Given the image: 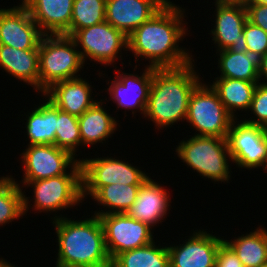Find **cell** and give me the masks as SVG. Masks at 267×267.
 I'll return each mask as SVG.
<instances>
[{"label":"cell","mask_w":267,"mask_h":267,"mask_svg":"<svg viewBox=\"0 0 267 267\" xmlns=\"http://www.w3.org/2000/svg\"><path fill=\"white\" fill-rule=\"evenodd\" d=\"M200 81L192 62L177 68H153L144 116L160 129L186 120L190 96Z\"/></svg>","instance_id":"obj_2"},{"label":"cell","mask_w":267,"mask_h":267,"mask_svg":"<svg viewBox=\"0 0 267 267\" xmlns=\"http://www.w3.org/2000/svg\"><path fill=\"white\" fill-rule=\"evenodd\" d=\"M259 267H267V263L260 265Z\"/></svg>","instance_id":"obj_40"},{"label":"cell","mask_w":267,"mask_h":267,"mask_svg":"<svg viewBox=\"0 0 267 267\" xmlns=\"http://www.w3.org/2000/svg\"><path fill=\"white\" fill-rule=\"evenodd\" d=\"M194 233L185 244L167 247L170 267H215L217 251L224 239L206 231Z\"/></svg>","instance_id":"obj_15"},{"label":"cell","mask_w":267,"mask_h":267,"mask_svg":"<svg viewBox=\"0 0 267 267\" xmlns=\"http://www.w3.org/2000/svg\"><path fill=\"white\" fill-rule=\"evenodd\" d=\"M179 7L169 0L127 36V49L134 53L135 61L138 57L150 59L153 68H177L194 62L192 55L178 46L188 30L182 23L185 11Z\"/></svg>","instance_id":"obj_1"},{"label":"cell","mask_w":267,"mask_h":267,"mask_svg":"<svg viewBox=\"0 0 267 267\" xmlns=\"http://www.w3.org/2000/svg\"><path fill=\"white\" fill-rule=\"evenodd\" d=\"M82 198L93 196L101 187L110 184L142 185L149 176L128 162L108 156L80 160Z\"/></svg>","instance_id":"obj_7"},{"label":"cell","mask_w":267,"mask_h":267,"mask_svg":"<svg viewBox=\"0 0 267 267\" xmlns=\"http://www.w3.org/2000/svg\"><path fill=\"white\" fill-rule=\"evenodd\" d=\"M249 110L253 112L257 119H245L244 121L267 128V85L257 83Z\"/></svg>","instance_id":"obj_32"},{"label":"cell","mask_w":267,"mask_h":267,"mask_svg":"<svg viewBox=\"0 0 267 267\" xmlns=\"http://www.w3.org/2000/svg\"><path fill=\"white\" fill-rule=\"evenodd\" d=\"M27 185L34 189V208L40 212L67 209L83 200L81 174H63Z\"/></svg>","instance_id":"obj_12"},{"label":"cell","mask_w":267,"mask_h":267,"mask_svg":"<svg viewBox=\"0 0 267 267\" xmlns=\"http://www.w3.org/2000/svg\"><path fill=\"white\" fill-rule=\"evenodd\" d=\"M0 68L39 90V49L21 50L0 44Z\"/></svg>","instance_id":"obj_21"},{"label":"cell","mask_w":267,"mask_h":267,"mask_svg":"<svg viewBox=\"0 0 267 267\" xmlns=\"http://www.w3.org/2000/svg\"><path fill=\"white\" fill-rule=\"evenodd\" d=\"M0 267H15V265L13 266L11 263L3 259H0Z\"/></svg>","instance_id":"obj_38"},{"label":"cell","mask_w":267,"mask_h":267,"mask_svg":"<svg viewBox=\"0 0 267 267\" xmlns=\"http://www.w3.org/2000/svg\"><path fill=\"white\" fill-rule=\"evenodd\" d=\"M141 185H126V184H110L101 187L92 197L104 207H108V211H98L96 216L112 213H126L128 209L136 201V197Z\"/></svg>","instance_id":"obj_28"},{"label":"cell","mask_w":267,"mask_h":267,"mask_svg":"<svg viewBox=\"0 0 267 267\" xmlns=\"http://www.w3.org/2000/svg\"><path fill=\"white\" fill-rule=\"evenodd\" d=\"M215 267H244L235 252L223 242L217 251Z\"/></svg>","instance_id":"obj_35"},{"label":"cell","mask_w":267,"mask_h":267,"mask_svg":"<svg viewBox=\"0 0 267 267\" xmlns=\"http://www.w3.org/2000/svg\"><path fill=\"white\" fill-rule=\"evenodd\" d=\"M154 243L118 254L111 267H170L168 248Z\"/></svg>","instance_id":"obj_27"},{"label":"cell","mask_w":267,"mask_h":267,"mask_svg":"<svg viewBox=\"0 0 267 267\" xmlns=\"http://www.w3.org/2000/svg\"><path fill=\"white\" fill-rule=\"evenodd\" d=\"M103 102L96 103L78 117L81 145L103 143L117 130V122L102 106Z\"/></svg>","instance_id":"obj_22"},{"label":"cell","mask_w":267,"mask_h":267,"mask_svg":"<svg viewBox=\"0 0 267 267\" xmlns=\"http://www.w3.org/2000/svg\"><path fill=\"white\" fill-rule=\"evenodd\" d=\"M210 85L218 94L227 111L236 119L234 111L248 110L258 82L230 78H215Z\"/></svg>","instance_id":"obj_24"},{"label":"cell","mask_w":267,"mask_h":267,"mask_svg":"<svg viewBox=\"0 0 267 267\" xmlns=\"http://www.w3.org/2000/svg\"><path fill=\"white\" fill-rule=\"evenodd\" d=\"M55 145L75 156L76 148L81 145L78 117L57 108Z\"/></svg>","instance_id":"obj_31"},{"label":"cell","mask_w":267,"mask_h":267,"mask_svg":"<svg viewBox=\"0 0 267 267\" xmlns=\"http://www.w3.org/2000/svg\"><path fill=\"white\" fill-rule=\"evenodd\" d=\"M71 38L77 46L81 45L83 51L79 52L84 63L89 57L94 62L111 65L118 59L121 48L128 47L127 36L107 21L77 30Z\"/></svg>","instance_id":"obj_10"},{"label":"cell","mask_w":267,"mask_h":267,"mask_svg":"<svg viewBox=\"0 0 267 267\" xmlns=\"http://www.w3.org/2000/svg\"><path fill=\"white\" fill-rule=\"evenodd\" d=\"M175 152L180 160L208 179L224 182L230 178L227 162L231 155L227 139L194 135L181 141Z\"/></svg>","instance_id":"obj_5"},{"label":"cell","mask_w":267,"mask_h":267,"mask_svg":"<svg viewBox=\"0 0 267 267\" xmlns=\"http://www.w3.org/2000/svg\"><path fill=\"white\" fill-rule=\"evenodd\" d=\"M258 76H259V81L261 80L260 78L264 76L267 80V54L262 57L261 64L258 69ZM262 84L267 85V82H262Z\"/></svg>","instance_id":"obj_36"},{"label":"cell","mask_w":267,"mask_h":267,"mask_svg":"<svg viewBox=\"0 0 267 267\" xmlns=\"http://www.w3.org/2000/svg\"><path fill=\"white\" fill-rule=\"evenodd\" d=\"M186 120L199 131L197 136L227 139L234 117L224 107L215 90L200 82L190 96Z\"/></svg>","instance_id":"obj_6"},{"label":"cell","mask_w":267,"mask_h":267,"mask_svg":"<svg viewBox=\"0 0 267 267\" xmlns=\"http://www.w3.org/2000/svg\"><path fill=\"white\" fill-rule=\"evenodd\" d=\"M244 3H260V4H267V0H244Z\"/></svg>","instance_id":"obj_37"},{"label":"cell","mask_w":267,"mask_h":267,"mask_svg":"<svg viewBox=\"0 0 267 267\" xmlns=\"http://www.w3.org/2000/svg\"><path fill=\"white\" fill-rule=\"evenodd\" d=\"M141 77L123 73L110 82L108 88L110 96L117 103V108L133 109L137 107L141 114H145L150 88L153 78V67L146 66ZM126 74V75H125Z\"/></svg>","instance_id":"obj_18"},{"label":"cell","mask_w":267,"mask_h":267,"mask_svg":"<svg viewBox=\"0 0 267 267\" xmlns=\"http://www.w3.org/2000/svg\"><path fill=\"white\" fill-rule=\"evenodd\" d=\"M44 34L23 5L0 9V44L16 49H39Z\"/></svg>","instance_id":"obj_14"},{"label":"cell","mask_w":267,"mask_h":267,"mask_svg":"<svg viewBox=\"0 0 267 267\" xmlns=\"http://www.w3.org/2000/svg\"><path fill=\"white\" fill-rule=\"evenodd\" d=\"M30 115V116H29ZM27 119L26 130L30 145H55V132L57 125V107L48 100L30 112Z\"/></svg>","instance_id":"obj_25"},{"label":"cell","mask_w":267,"mask_h":267,"mask_svg":"<svg viewBox=\"0 0 267 267\" xmlns=\"http://www.w3.org/2000/svg\"><path fill=\"white\" fill-rule=\"evenodd\" d=\"M224 242L235 252L244 267H259L267 263V229L257 228L234 241Z\"/></svg>","instance_id":"obj_26"},{"label":"cell","mask_w":267,"mask_h":267,"mask_svg":"<svg viewBox=\"0 0 267 267\" xmlns=\"http://www.w3.org/2000/svg\"><path fill=\"white\" fill-rule=\"evenodd\" d=\"M77 45L70 36L43 35L39 43V92L54 83L77 78L84 66Z\"/></svg>","instance_id":"obj_4"},{"label":"cell","mask_w":267,"mask_h":267,"mask_svg":"<svg viewBox=\"0 0 267 267\" xmlns=\"http://www.w3.org/2000/svg\"><path fill=\"white\" fill-rule=\"evenodd\" d=\"M106 0H74L70 37L80 29L105 21Z\"/></svg>","instance_id":"obj_30"},{"label":"cell","mask_w":267,"mask_h":267,"mask_svg":"<svg viewBox=\"0 0 267 267\" xmlns=\"http://www.w3.org/2000/svg\"><path fill=\"white\" fill-rule=\"evenodd\" d=\"M248 20L267 32V4L245 3Z\"/></svg>","instance_id":"obj_34"},{"label":"cell","mask_w":267,"mask_h":267,"mask_svg":"<svg viewBox=\"0 0 267 267\" xmlns=\"http://www.w3.org/2000/svg\"><path fill=\"white\" fill-rule=\"evenodd\" d=\"M168 192L151 178L140 186L136 201L126 214L133 219L154 227L161 222L170 206Z\"/></svg>","instance_id":"obj_19"},{"label":"cell","mask_w":267,"mask_h":267,"mask_svg":"<svg viewBox=\"0 0 267 267\" xmlns=\"http://www.w3.org/2000/svg\"><path fill=\"white\" fill-rule=\"evenodd\" d=\"M104 231L105 245L111 261L118 255L153 242L151 227L126 213L98 216Z\"/></svg>","instance_id":"obj_9"},{"label":"cell","mask_w":267,"mask_h":267,"mask_svg":"<svg viewBox=\"0 0 267 267\" xmlns=\"http://www.w3.org/2000/svg\"><path fill=\"white\" fill-rule=\"evenodd\" d=\"M44 35L70 36L74 0H22Z\"/></svg>","instance_id":"obj_17"},{"label":"cell","mask_w":267,"mask_h":267,"mask_svg":"<svg viewBox=\"0 0 267 267\" xmlns=\"http://www.w3.org/2000/svg\"><path fill=\"white\" fill-rule=\"evenodd\" d=\"M169 0H106L105 21L126 36L148 21Z\"/></svg>","instance_id":"obj_16"},{"label":"cell","mask_w":267,"mask_h":267,"mask_svg":"<svg viewBox=\"0 0 267 267\" xmlns=\"http://www.w3.org/2000/svg\"><path fill=\"white\" fill-rule=\"evenodd\" d=\"M11 176L0 178V225L19 219L28 211L29 197Z\"/></svg>","instance_id":"obj_29"},{"label":"cell","mask_w":267,"mask_h":267,"mask_svg":"<svg viewBox=\"0 0 267 267\" xmlns=\"http://www.w3.org/2000/svg\"><path fill=\"white\" fill-rule=\"evenodd\" d=\"M232 121L227 142L231 160L240 168H257L267 160V128L245 121Z\"/></svg>","instance_id":"obj_11"},{"label":"cell","mask_w":267,"mask_h":267,"mask_svg":"<svg viewBox=\"0 0 267 267\" xmlns=\"http://www.w3.org/2000/svg\"><path fill=\"white\" fill-rule=\"evenodd\" d=\"M218 52L220 77L259 82L258 69L263 57L261 54L250 50L234 52L230 49Z\"/></svg>","instance_id":"obj_23"},{"label":"cell","mask_w":267,"mask_h":267,"mask_svg":"<svg viewBox=\"0 0 267 267\" xmlns=\"http://www.w3.org/2000/svg\"><path fill=\"white\" fill-rule=\"evenodd\" d=\"M262 168L267 171V160H266L264 167H262Z\"/></svg>","instance_id":"obj_39"},{"label":"cell","mask_w":267,"mask_h":267,"mask_svg":"<svg viewBox=\"0 0 267 267\" xmlns=\"http://www.w3.org/2000/svg\"><path fill=\"white\" fill-rule=\"evenodd\" d=\"M25 150L21 156L25 172L23 185L63 174H81L80 160L56 145H30ZM70 167L71 173H67Z\"/></svg>","instance_id":"obj_8"},{"label":"cell","mask_w":267,"mask_h":267,"mask_svg":"<svg viewBox=\"0 0 267 267\" xmlns=\"http://www.w3.org/2000/svg\"><path fill=\"white\" fill-rule=\"evenodd\" d=\"M91 85L80 77L54 83L43 95L57 108L80 117L96 102L91 99Z\"/></svg>","instance_id":"obj_20"},{"label":"cell","mask_w":267,"mask_h":267,"mask_svg":"<svg viewBox=\"0 0 267 267\" xmlns=\"http://www.w3.org/2000/svg\"><path fill=\"white\" fill-rule=\"evenodd\" d=\"M53 219L59 245L57 267H111L98 216L81 221L62 216Z\"/></svg>","instance_id":"obj_3"},{"label":"cell","mask_w":267,"mask_h":267,"mask_svg":"<svg viewBox=\"0 0 267 267\" xmlns=\"http://www.w3.org/2000/svg\"><path fill=\"white\" fill-rule=\"evenodd\" d=\"M247 50L261 54H267V32L257 25H254L249 20L246 21L243 30Z\"/></svg>","instance_id":"obj_33"},{"label":"cell","mask_w":267,"mask_h":267,"mask_svg":"<svg viewBox=\"0 0 267 267\" xmlns=\"http://www.w3.org/2000/svg\"><path fill=\"white\" fill-rule=\"evenodd\" d=\"M215 28L211 30L212 40L218 50L230 49L234 52H245L247 44L243 30L248 20L244 1L216 0Z\"/></svg>","instance_id":"obj_13"}]
</instances>
